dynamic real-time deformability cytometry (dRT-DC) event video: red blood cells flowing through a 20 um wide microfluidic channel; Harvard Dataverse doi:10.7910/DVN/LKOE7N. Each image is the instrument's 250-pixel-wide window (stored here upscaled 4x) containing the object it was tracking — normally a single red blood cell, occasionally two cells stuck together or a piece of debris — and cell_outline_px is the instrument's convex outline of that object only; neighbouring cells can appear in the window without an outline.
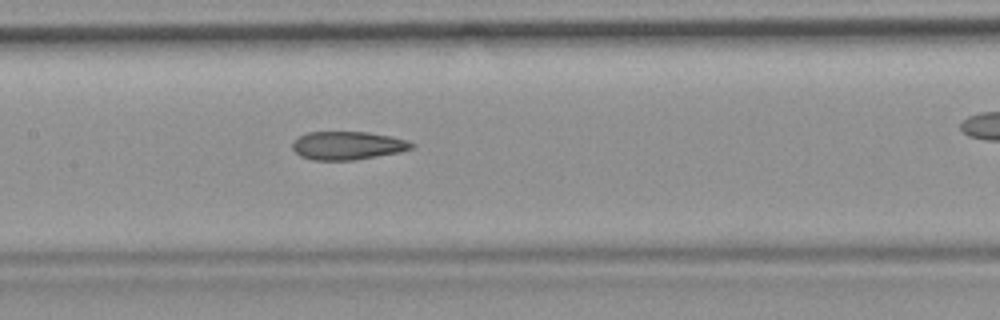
{"species": "common noctule bat (a hibernating species)", "species_latin": "Nyctalus noctula", "temperature_condition": "room temperature", "stored_images_in_passage": 44, "camera_frame_rate_fps": 3000, "um_per_image_px": 0.085, "animal": {"sex": "female", "body_mass_g": 19.9}, "frame": {"image": 1, "passage_image": 26, "time_ms": 8.333, "image_size_px": [1000, 320], "cell_outline_px": [[416, 144], [412, 148], [400, 152], [356, 160], [312, 160], [300, 156], [292, 148], [292, 140], [308, 132], [368, 132], [408, 140]], "centroid_in_image_um": [29.54, 12.37], "position_along_channel_um": 177.9, "area_um2": 19.71}}